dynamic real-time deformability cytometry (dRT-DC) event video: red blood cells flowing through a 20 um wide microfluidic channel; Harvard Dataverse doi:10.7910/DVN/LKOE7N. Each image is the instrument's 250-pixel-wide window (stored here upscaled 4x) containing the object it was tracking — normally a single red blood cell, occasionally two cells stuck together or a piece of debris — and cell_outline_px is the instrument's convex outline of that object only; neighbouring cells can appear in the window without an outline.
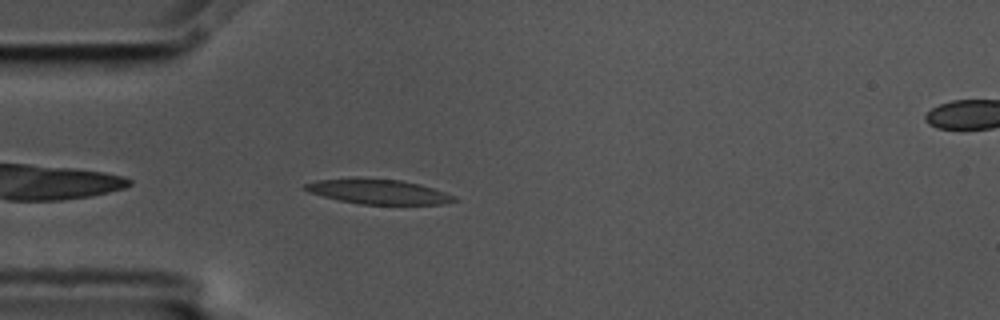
{"species": "common noctule bat (a hibernating species)", "species_latin": "Nyctalus noctula", "temperature_condition": "cold", "stored_images_in_passage": 4, "segment_of_instrument_passage": [1, 2], "camera_frame_rate_fps": 3000, "um_per_image_px": 0.085, "animal": {"sex": "male", "body_mass_g": 17.5, "forearm_length_mm": 52.3}, "frame": {"image": 1, "passage_image": 3, "time_ms": 0.667, "image_size_px": [1000, 320], "cell_outline_px": [[460, 200], [444, 204], [360, 204], [340, 200], [308, 192], [304, 188], [304, 184], [316, 180], [400, 180], [420, 184], [456, 196]], "centroid_in_image_um": [32.25, 16.33], "position_along_channel_um": 52.8, "area_um2": 20.69}}